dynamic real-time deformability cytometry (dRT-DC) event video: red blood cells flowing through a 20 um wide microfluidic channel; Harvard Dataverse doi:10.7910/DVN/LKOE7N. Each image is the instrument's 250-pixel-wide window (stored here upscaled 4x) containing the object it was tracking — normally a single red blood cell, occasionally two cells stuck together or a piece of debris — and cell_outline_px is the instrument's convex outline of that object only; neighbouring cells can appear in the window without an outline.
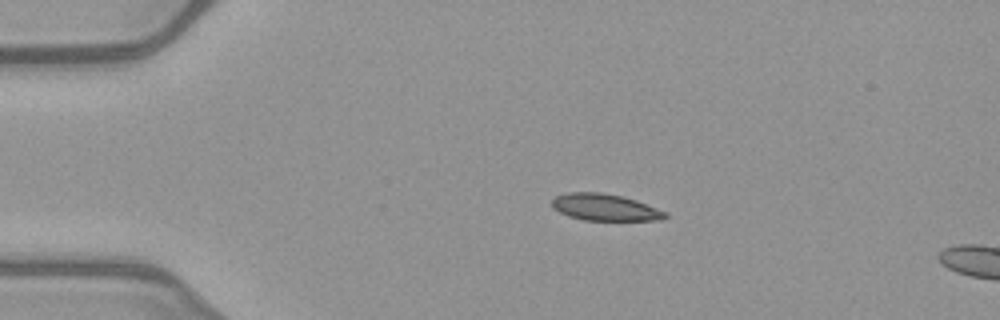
{"species": "common noctule bat (a hibernating species)", "species_latin": "Nyctalus noctula", "temperature_condition": "warm", "stored_images_in_passage": 7, "camera_frame_rate_fps": 3000, "um_per_image_px": 0.085, "animal": {"sex": "female", "body_mass_g": 21.9}, "frame": {"image": 1, "passage_image": 1, "time_ms": 0.0, "image_size_px": [1000, 320], "cell_outline_px": [[668, 216], [664, 220], [584, 220], [568, 216], [552, 208], [552, 200], [556, 196], [568, 192], [600, 192], [620, 196], [636, 200], [668, 212]], "centroid_in_image_um": [51.44, 17.63], "position_along_channel_um": 33.6, "area_um2": 17.69}}